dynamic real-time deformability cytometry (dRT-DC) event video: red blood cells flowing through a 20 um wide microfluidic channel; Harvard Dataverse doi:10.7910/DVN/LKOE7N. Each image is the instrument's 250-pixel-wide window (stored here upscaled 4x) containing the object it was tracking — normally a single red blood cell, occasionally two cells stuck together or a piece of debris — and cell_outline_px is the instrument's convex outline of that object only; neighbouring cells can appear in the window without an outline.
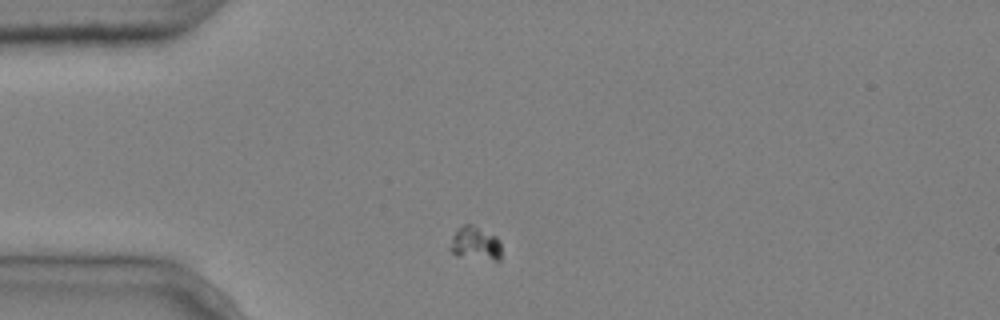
{"species": "common noctule bat (a hibernating species)", "species_latin": "Nyctalus noctula", "temperature_condition": "cold", "stored_images_in_passage": 8, "camera_frame_rate_fps": 3000, "um_per_image_px": 0.085, "animal": {"sex": "male", "body_mass_g": 20.4}, "frame": {"image": 1, "passage_image": 1, "time_ms": 0.0, "image_size_px": [1000, 320], "cell_outline_px": [[500, 260], [492, 260], [460, 256], [452, 252], [448, 248], [452, 236], [456, 228], [464, 224], [472, 224], [496, 236], [500, 240]], "centroid_in_image_um": [40.37, 20.67], "position_along_channel_um": 44.6, "area_um2": 10.12}}
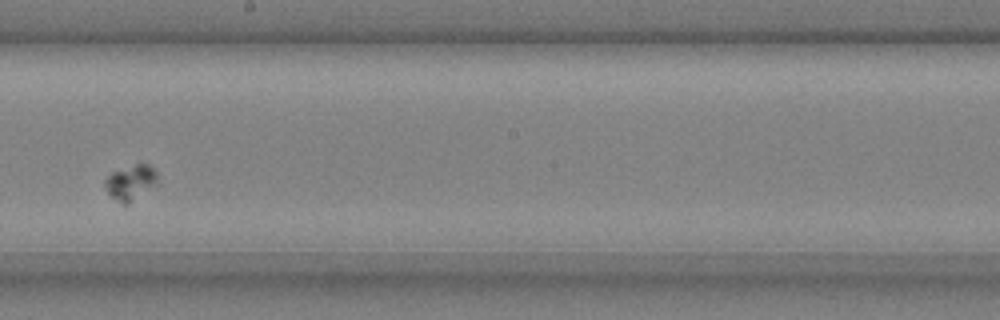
{"frame": {"image": 2, "passage_image": 6, "time_ms": 1.667, "image_size_px": [1000, 320], "cell_outline_px": [[156, 180], [152, 184], [128, 204], [124, 204], [112, 196], [104, 188], [104, 180], [112, 172], [136, 164], [148, 164], [156, 172]], "centroid_in_image_um": [11.03, 15.48], "position_along_channel_um": 237.2, "area_um2": 10.0}}
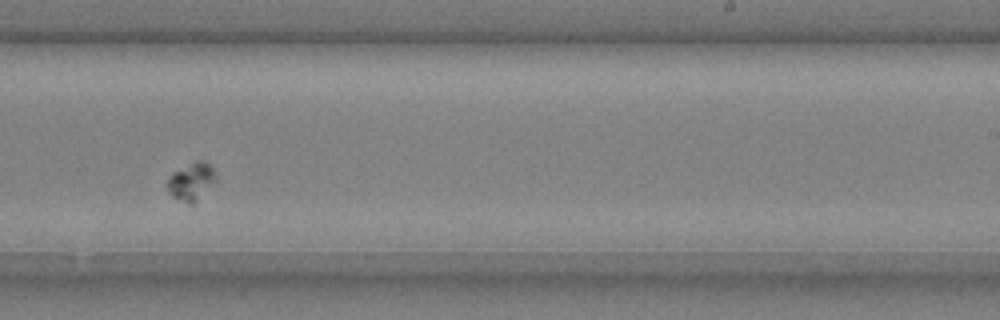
{"frame": {"image": 3, "passage_image": 7, "time_ms": 2.0, "image_size_px": [1000, 320], "cell_outline_px": [[216, 176], [192, 204], [188, 204], [172, 196], [168, 192], [168, 180], [172, 172], [196, 160], [204, 160], [212, 164]], "centroid_in_image_um": [16.22, 15.37], "position_along_channel_um": 272.8, "area_um2": 10.17}}